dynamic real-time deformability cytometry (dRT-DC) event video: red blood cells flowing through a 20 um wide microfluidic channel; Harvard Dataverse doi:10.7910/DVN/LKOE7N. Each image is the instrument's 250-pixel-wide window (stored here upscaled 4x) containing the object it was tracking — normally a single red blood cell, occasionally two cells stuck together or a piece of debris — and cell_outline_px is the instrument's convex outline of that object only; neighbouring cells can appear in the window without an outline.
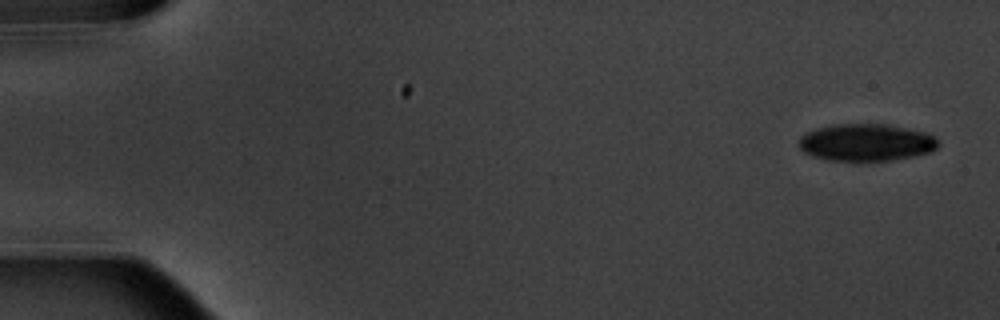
{"species": "common noctule bat (a hibernating species)", "species_latin": "Nyctalus noctula", "temperature_condition": "warm", "stored_images_in_passage": 8, "camera_frame_rate_fps": 3000, "um_per_image_px": 0.085, "animal": {"sex": "male", "body_mass_g": 20.1, "forearm_length_mm": 53.5}, "frame": {"image": 1, "passage_image": 1, "time_ms": 0.0, "image_size_px": [1000, 320], "cell_outline_px": [[940, 144], [932, 152], [916, 156], [892, 160], [828, 160], [812, 156], [804, 152], [796, 144], [800, 136], [816, 128], [832, 124], [884, 124], [928, 132], [936, 136]], "centroid_in_image_um": [73.65, 12.1], "position_along_channel_um": 11.4, "area_um2": 30.52}}
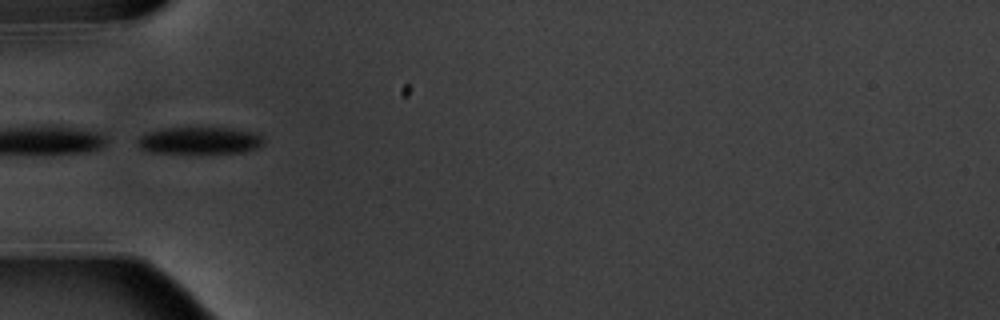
{"frame": {"image": 2, "passage_image": 6, "time_ms": 5.667, "image_size_px": [1000, 320], "cell_outline_px": [[264, 144], [256, 148], [244, 152], [196, 156], [148, 152], [140, 148], [136, 140], [140, 136], [148, 132], [164, 128], [232, 128], [260, 132], [264, 140]], "centroid_in_image_um": [17.0, 12.0], "position_along_channel_um": 68.0, "area_um2": 21.21}}